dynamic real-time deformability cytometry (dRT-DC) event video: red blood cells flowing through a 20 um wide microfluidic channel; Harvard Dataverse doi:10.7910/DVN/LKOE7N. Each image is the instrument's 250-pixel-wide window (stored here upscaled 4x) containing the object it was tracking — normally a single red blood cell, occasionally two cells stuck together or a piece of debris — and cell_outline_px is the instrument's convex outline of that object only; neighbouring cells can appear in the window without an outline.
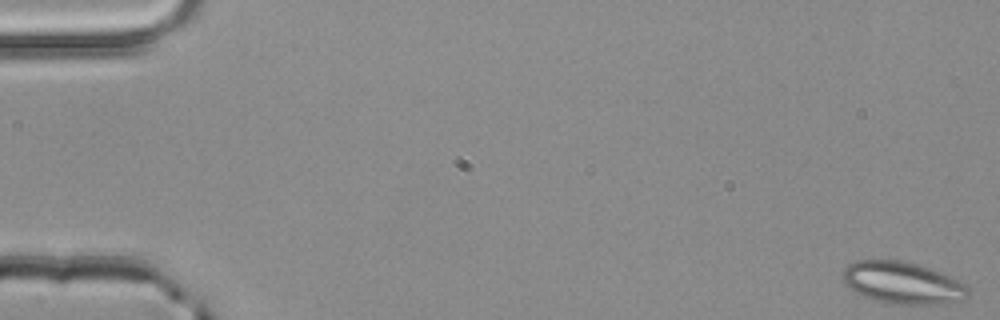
{"species": "common noctule bat (a hibernating species)", "species_latin": "Nyctalus noctula", "temperature_condition": "room temperature", "stored_images_in_passage": 52, "segment_of_instrument_passage": [1, 2], "camera_frame_rate_fps": 3000, "um_per_image_px": 0.085, "animal": {"sex": "male", "body_mass_g": 20.4}, "frame": {"image": 1, "passage_image": 1, "time_ms": 0.0, "image_size_px": [1000, 320], "cell_outline_px": [[968, 296], [964, 300], [940, 304], [888, 304], [864, 296], [856, 292], [844, 284], [840, 276], [844, 268], [848, 264], [856, 260], [900, 260], [916, 264], [940, 272], [968, 284]], "centroid_in_image_um": [76.7, 24.04], "position_along_channel_um": 8.3, "area_um2": 30.92}}